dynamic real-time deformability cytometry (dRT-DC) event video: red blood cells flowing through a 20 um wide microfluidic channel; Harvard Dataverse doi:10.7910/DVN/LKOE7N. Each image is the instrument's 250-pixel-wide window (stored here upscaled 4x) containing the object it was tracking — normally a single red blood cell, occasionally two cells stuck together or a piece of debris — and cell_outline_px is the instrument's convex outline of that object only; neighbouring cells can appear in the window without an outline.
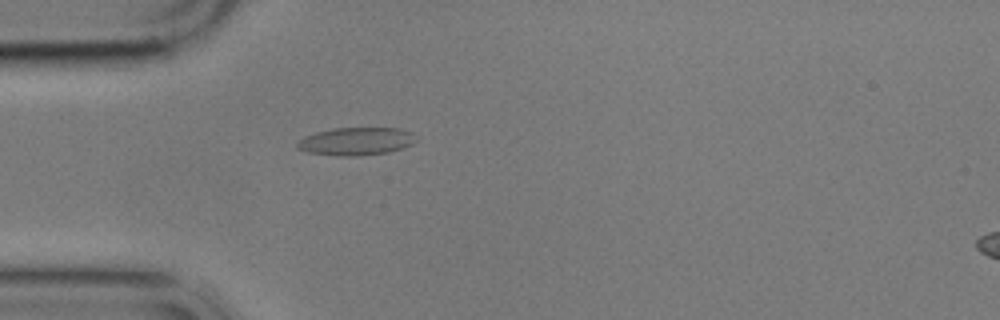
{"species": "common noctule bat (a hibernating species)", "species_latin": "Nyctalus noctula", "temperature_condition": "cold", "stored_images_in_passage": 2, "camera_frame_rate_fps": 3000, "um_per_image_px": 0.085, "animal": {"sex": "male", "body_mass_g": 17.9}, "frame": {"image": 1, "passage_image": 2, "time_ms": 1.0, "image_size_px": [1000, 320], "cell_outline_px": [[416, 140], [412, 144], [404, 148], [388, 152], [356, 156], [340, 156], [308, 152], [296, 148], [296, 144], [304, 136], [316, 132], [332, 128], [400, 128], [412, 132]], "centroid_in_image_um": [30.27, 12.01], "position_along_channel_um": 54.7, "area_um2": 19.31}}